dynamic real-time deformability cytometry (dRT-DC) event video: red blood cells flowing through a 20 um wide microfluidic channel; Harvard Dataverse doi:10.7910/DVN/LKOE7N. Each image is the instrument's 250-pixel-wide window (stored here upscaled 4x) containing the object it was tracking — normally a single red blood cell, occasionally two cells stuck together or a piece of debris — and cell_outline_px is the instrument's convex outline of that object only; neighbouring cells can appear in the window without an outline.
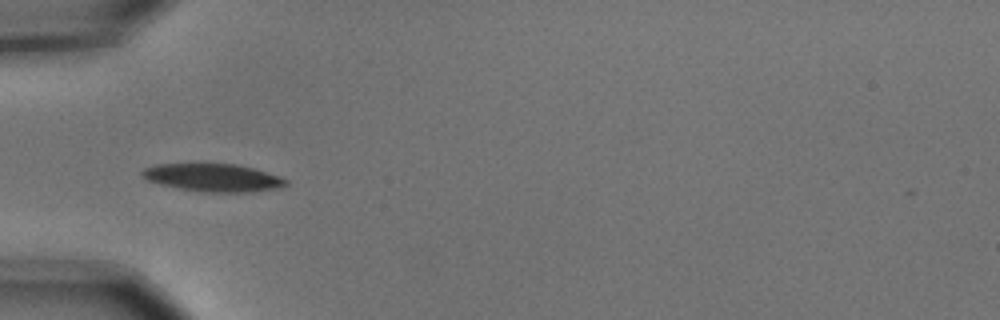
{"species": "common noctule bat (a hibernating species)", "species_latin": "Nyctalus noctula", "temperature_condition": "cold", "stored_images_in_passage": 7, "camera_frame_rate_fps": 3000, "um_per_image_px": 0.085, "animal": {"sex": "male", "body_mass_g": 15.6}, "frame": {"image": 1, "passage_image": 5, "time_ms": 1.333, "image_size_px": [1000, 320], "cell_outline_px": [[288, 184], [280, 188], [252, 192], [200, 192], [160, 184], [148, 180], [140, 172], [144, 168], [156, 164], [204, 160], [236, 164], [256, 168], [280, 176], [288, 180]], "centroid_in_image_um": [18.12, 15.04], "position_along_channel_um": 66.9, "area_um2": 24.57}}
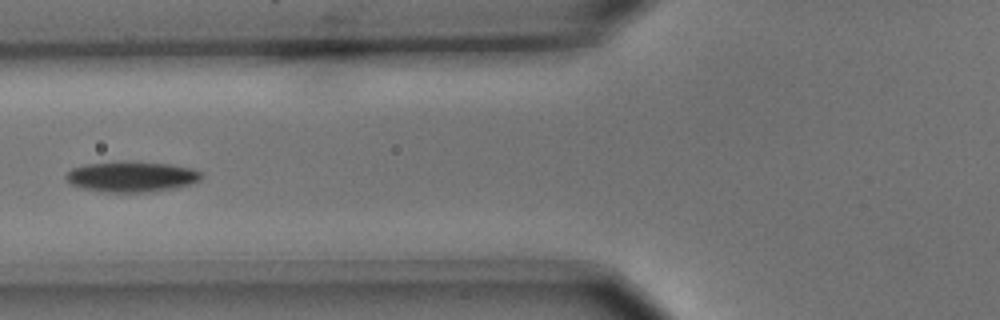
{"frame": {"image": 2, "passage_image": 6, "time_ms": 1.667, "image_size_px": [1000, 320], "cell_outline_px": [[204, 176], [200, 180], [176, 188], [152, 192], [112, 192], [84, 188], [72, 184], [64, 176], [72, 168], [84, 164], [124, 160], [128, 160], [168, 164], [192, 168], [204, 172]], "centroid_in_image_um": [11.23, 14.99], "position_along_channel_um": 114.6, "area_um2": 24.33}}
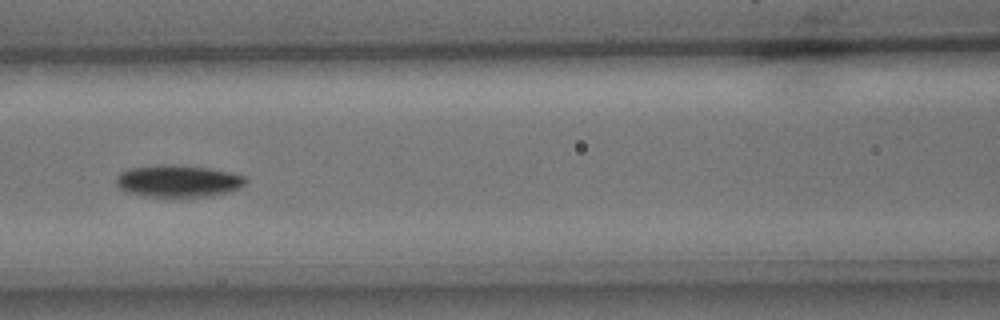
{"frame": {"image": 3, "passage_image": 7, "time_ms": 2.0, "image_size_px": [1000, 320], "cell_outline_px": [[248, 180], [240, 188], [228, 192], [212, 196], [180, 200], [176, 200], [144, 196], [128, 192], [120, 188], [116, 184], [116, 176], [120, 172], [132, 168], [160, 164], [176, 164], [208, 168], [248, 176]], "centroid_in_image_um": [15.16, 15.43], "position_along_channel_um": 151.4, "area_um2": 25.26}}